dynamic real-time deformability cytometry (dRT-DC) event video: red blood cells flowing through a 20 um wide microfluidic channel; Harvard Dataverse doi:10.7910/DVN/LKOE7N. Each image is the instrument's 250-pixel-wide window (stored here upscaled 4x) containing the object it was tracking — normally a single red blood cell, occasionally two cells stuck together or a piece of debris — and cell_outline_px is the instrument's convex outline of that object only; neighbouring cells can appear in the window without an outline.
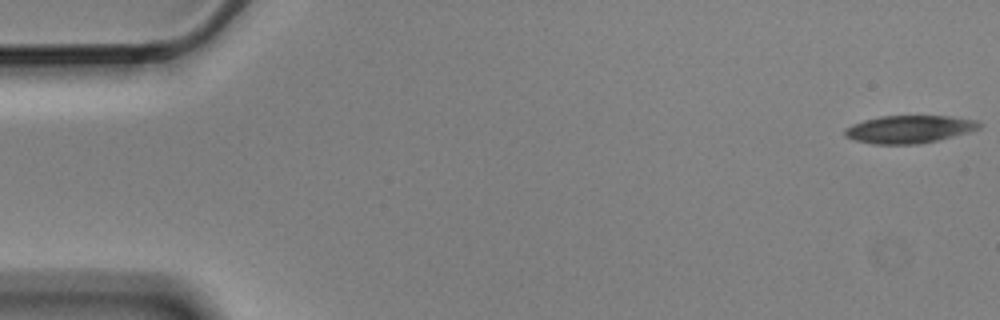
{"species": "Egyptian fruit bat (a non-hibernating species)", "species_latin": "Rousettus aegyptiacus", "temperature_condition": "cold", "stored_images_in_passage": 5, "camera_frame_rate_fps": 3000, "um_per_image_px": 0.085, "animal": {"sex": "male"}, "frame": {"image": 1, "passage_image": 1, "time_ms": 0.0, "image_size_px": [1000, 320], "cell_outline_px": [[984, 124], [980, 128], [968, 132], [936, 140], [916, 144], [876, 144], [856, 140], [844, 136], [844, 128], [852, 124], [864, 120], [880, 116], [948, 116], [976, 120]], "centroid_in_image_um": [77.27, 10.97], "position_along_channel_um": 7.7, "area_um2": 21.56}}
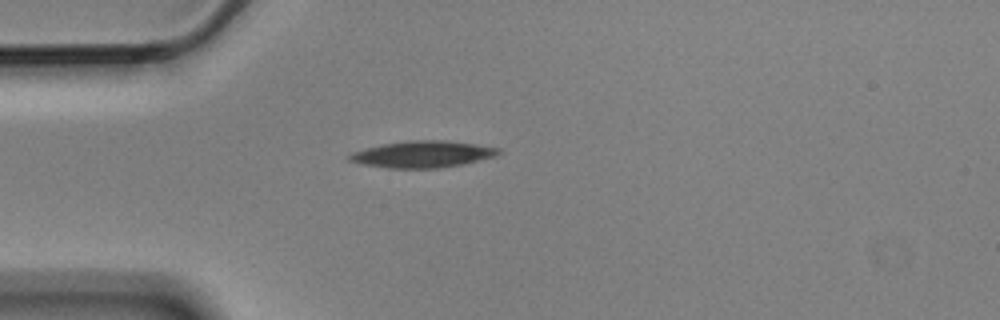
{"frame": {"image": 2, "passage_image": 4, "time_ms": 1.0, "image_size_px": [1000, 320], "cell_outline_px": [[500, 152], [496, 156], [460, 164], [440, 168], [388, 168], [364, 164], [348, 160], [348, 156], [352, 152], [364, 148], [380, 144], [408, 140], [448, 140], [476, 144], [500, 148]], "centroid_in_image_um": [35.9, 13.09], "position_along_channel_um": 49.1, "area_um2": 23.12}}